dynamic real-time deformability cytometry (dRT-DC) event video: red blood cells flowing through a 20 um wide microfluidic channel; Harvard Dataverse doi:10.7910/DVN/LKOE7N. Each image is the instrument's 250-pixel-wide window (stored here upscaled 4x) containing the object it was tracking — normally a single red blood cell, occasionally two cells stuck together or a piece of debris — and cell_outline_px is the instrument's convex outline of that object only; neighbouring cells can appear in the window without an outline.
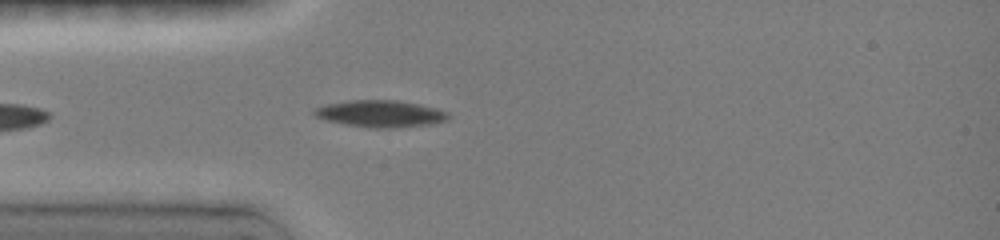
{"species": "common noctule bat (a hibernating species)", "species_latin": "Nyctalus noctula", "temperature_condition": "room temperature", "stored_images_in_passage": 19, "camera_frame_rate_fps": 3000, "um_per_image_px": 0.085, "animal": {"sex": "female", "body_mass_g": 19.0, "forearm_length_mm": 51.5}, "frame": {"image": 1, "passage_image": 10, "time_ms": 1.667, "image_size_px": [1000, 240], "cell_outline_px": [[448, 120], [432, 124], [400, 128], [372, 128], [344, 124], [324, 120], [316, 116], [312, 112], [316, 108], [328, 104], [348, 100], [396, 100], [420, 104], [440, 108], [448, 112]], "centroid_in_image_um": [32.39, 9.67], "position_along_channel_um": 52.6, "area_um2": 21.21}}